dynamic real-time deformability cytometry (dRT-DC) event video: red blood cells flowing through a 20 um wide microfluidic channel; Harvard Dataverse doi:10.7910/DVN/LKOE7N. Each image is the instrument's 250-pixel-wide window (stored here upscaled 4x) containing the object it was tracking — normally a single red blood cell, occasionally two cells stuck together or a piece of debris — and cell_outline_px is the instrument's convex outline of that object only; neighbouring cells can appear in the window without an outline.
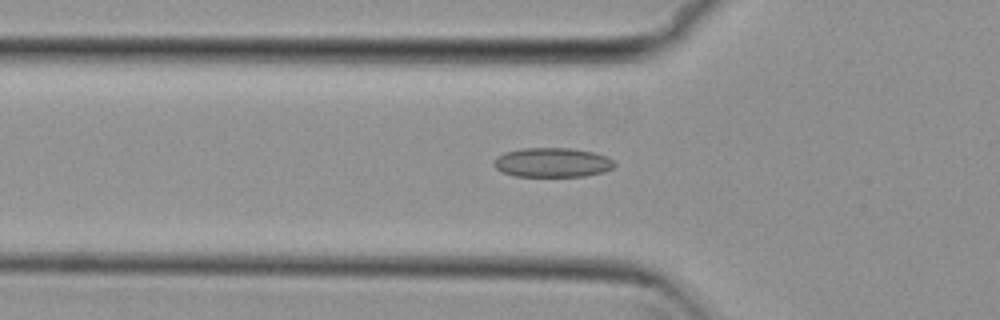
{"species": "common noctule bat (a hibernating species)", "species_latin": "Nyctalus noctula", "temperature_condition": "cold", "stored_images_in_passage": 41, "camera_frame_rate_fps": 3000, "um_per_image_px": 0.085, "animal": {"sex": "female", "body_mass_g": 29.2, "forearm_length_mm": 56.3}, "frame": {"image": 1, "passage_image": 5, "time_ms": 1.333, "image_size_px": [1000, 320], "cell_outline_px": [[616, 164], [612, 168], [604, 172], [584, 176], [512, 176], [500, 172], [492, 164], [496, 156], [504, 152], [524, 148], [572, 148], [592, 152], [604, 156], [612, 160]], "centroid_in_image_um": [46.89, 13.81], "position_along_channel_um": 78.9, "area_um2": 20.75}}
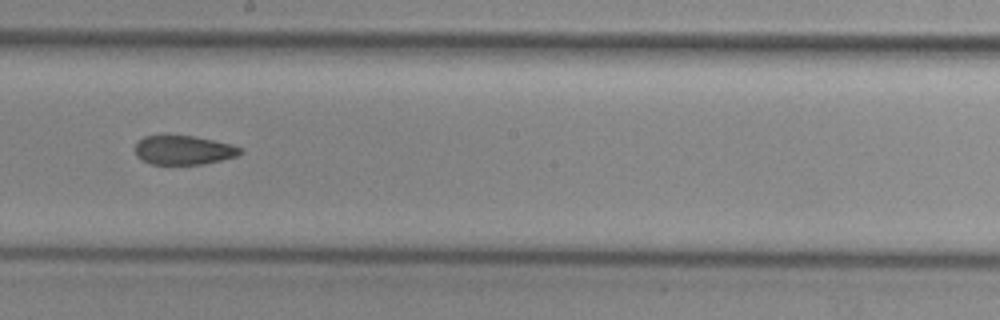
{"frame": {"image": 2, "passage_image": 17, "time_ms": 5.333, "image_size_px": [1000, 320], "cell_outline_px": [[244, 152], [236, 156], [204, 164], [152, 164], [136, 156], [136, 144], [144, 136], [168, 132], [192, 136], [232, 144], [244, 148]], "centroid_in_image_um": [15.6, 12.71], "position_along_channel_um": 232.6, "area_um2": 18.32}}
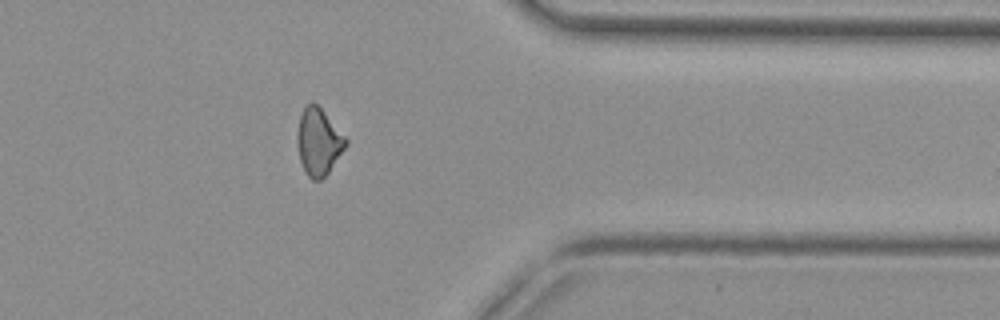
{"frame": {"image": 3, "passage_image": 30, "time_ms": 9.667, "image_size_px": [1000, 320], "cell_outline_px": [[348, 144], [328, 172], [320, 180], [312, 180], [308, 176], [300, 160], [296, 140], [296, 136], [300, 116], [304, 108], [312, 100], [324, 112], [348, 140]], "centroid_in_image_um": [27.07, 12.05], "position_along_channel_um": 384.3, "area_um2": 18.67}, "authors_computed_cell_mechanics": {"area_um2": 19.2474, "velocity_mm_per_s": 3.83, "shape_relaxation_time_tau1_ms": null, "shape_relaxation_time_tau2_ms": 6.3738, "deformation_change_tau1": null, "deformation_change_tau2": 0.1187}}